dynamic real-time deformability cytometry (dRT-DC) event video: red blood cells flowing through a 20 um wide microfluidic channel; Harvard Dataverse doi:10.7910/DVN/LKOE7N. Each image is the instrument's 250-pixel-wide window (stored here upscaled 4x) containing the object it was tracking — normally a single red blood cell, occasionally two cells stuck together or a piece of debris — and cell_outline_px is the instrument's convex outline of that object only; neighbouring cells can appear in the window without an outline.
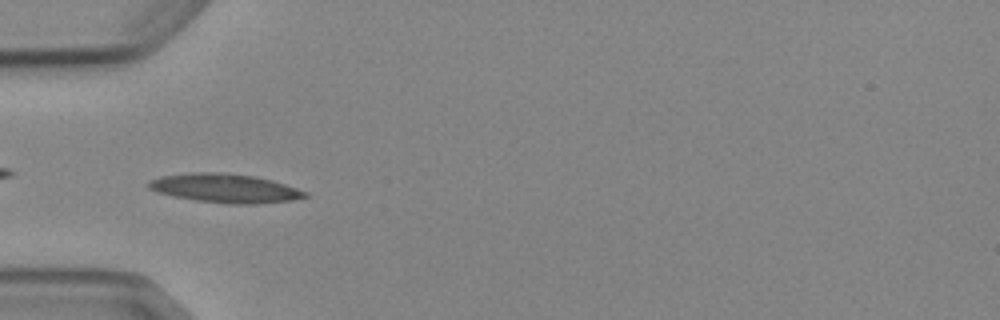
{"species": "Egyptian fruit bat (a non-hibernating species)", "species_latin": "Rousettus aegyptiacus", "temperature_condition": "cold", "stored_images_in_passage": 7, "camera_frame_rate_fps": 3000, "um_per_image_px": 0.085, "animal": {"sex": "female"}, "frame": {"image": 1, "passage_image": 5, "time_ms": 5.667, "image_size_px": [1000, 320], "cell_outline_px": [[308, 196], [292, 200], [256, 204], [228, 204], [196, 200], [172, 196], [156, 192], [148, 188], [148, 180], [160, 176], [192, 172], [216, 172], [256, 176], [272, 180], [308, 192]], "centroid_in_image_um": [19.1, 16.0], "position_along_channel_um": 65.9, "area_um2": 26.41}}
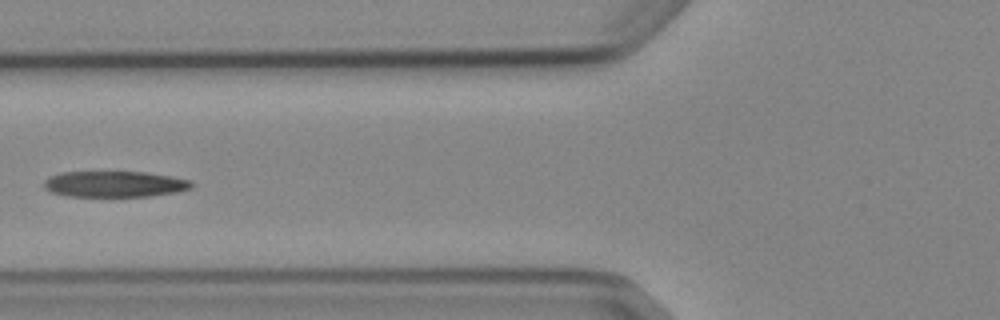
{"frame": {"image": 2, "passage_image": 6, "time_ms": 7.0, "image_size_px": [1000, 320], "cell_outline_px": [[196, 184], [192, 188], [176, 192], [148, 196], [68, 196], [52, 192], [44, 188], [44, 180], [48, 176], [60, 172], [144, 172], [172, 176], [192, 180]], "centroid_in_image_um": [9.77, 15.64], "position_along_channel_um": 116.0, "area_um2": 22.48}}